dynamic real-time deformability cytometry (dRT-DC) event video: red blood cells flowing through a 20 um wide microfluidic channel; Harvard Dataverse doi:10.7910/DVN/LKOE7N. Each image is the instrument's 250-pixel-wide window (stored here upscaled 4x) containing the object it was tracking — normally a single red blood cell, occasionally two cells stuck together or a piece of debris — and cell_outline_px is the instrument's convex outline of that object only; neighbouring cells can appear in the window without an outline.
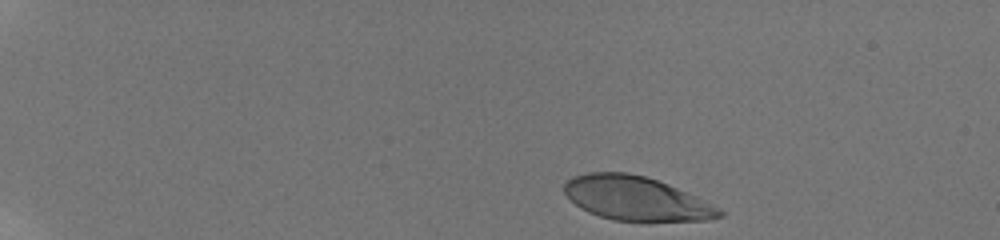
{"species": "human", "species_latin": "Homo sapiens", "temperature_condition": "room temperature", "stored_images_in_passage": 29, "camera_frame_rate_fps": 3000, "um_per_image_px": 0.085, "donor": {"sex": "male"}, "frame": {"image": 1, "passage_image": 1, "time_ms": 0.0, "image_size_px": [1000, 240], "cell_outline_px": [[724, 216], [708, 220], [612, 220], [588, 212], [576, 204], [564, 192], [564, 184], [572, 176], [588, 172], [628, 172], [644, 176], [668, 184], [696, 196], [720, 208], [724, 212]], "centroid_in_image_um": [54.07, 16.85], "position_along_channel_um": 30.9, "area_um2": 39.36}}
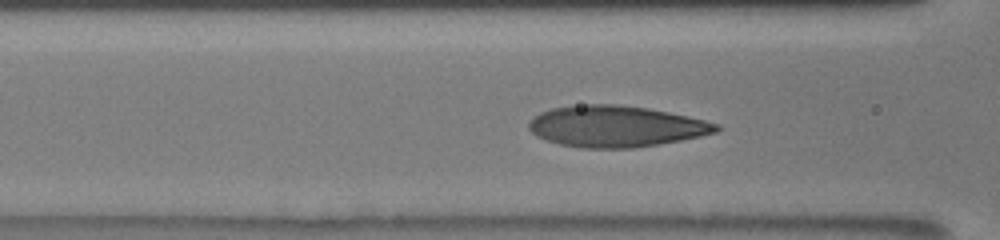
{"frame": {"image": 2, "passage_image": 13, "time_ms": 5.333, "image_size_px": [1000, 240], "cell_outline_px": [[720, 128], [716, 132], [700, 136], [680, 140], [632, 148], [584, 148], [560, 144], [536, 136], [528, 128], [528, 124], [532, 116], [540, 112], [552, 108], [584, 104], [616, 104], [648, 108], [688, 116], [720, 124]], "centroid_in_image_um": [52.33, 10.73], "position_along_channel_um": 114.3, "area_um2": 44.91}}
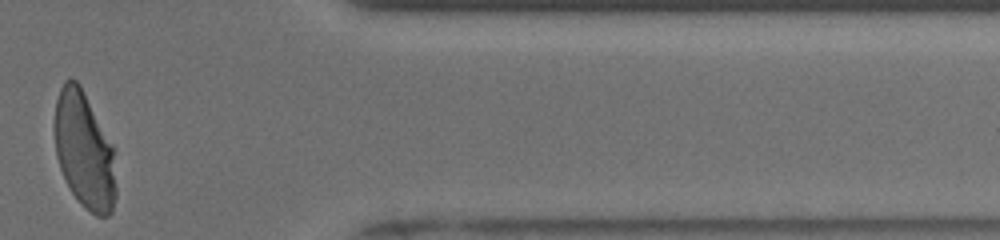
{"frame": {"image": 3, "passage_image": 29, "time_ms": 13.333, "image_size_px": [1000, 240], "cell_outline_px": [[116, 196], [112, 212], [108, 216], [96, 216], [80, 204], [72, 192], [60, 168], [56, 156], [56, 100], [60, 88], [64, 80], [68, 76], [72, 76], [80, 84], [112, 148], [116, 188]], "centroid_in_image_um": [7.15, 12.8], "position_along_channel_um": 404.2, "area_um2": 40.92}, "authors_computed_cell_mechanics": {"area_um2": 43.4656, "velocity_mm_per_s": 3.8479, "shape_relaxation_time_tau1_ms": 3.8133, "shape_relaxation_time_tau2_ms": null, "deformation_change_tau1": 0.2058, "deformation_change_tau2": null}}